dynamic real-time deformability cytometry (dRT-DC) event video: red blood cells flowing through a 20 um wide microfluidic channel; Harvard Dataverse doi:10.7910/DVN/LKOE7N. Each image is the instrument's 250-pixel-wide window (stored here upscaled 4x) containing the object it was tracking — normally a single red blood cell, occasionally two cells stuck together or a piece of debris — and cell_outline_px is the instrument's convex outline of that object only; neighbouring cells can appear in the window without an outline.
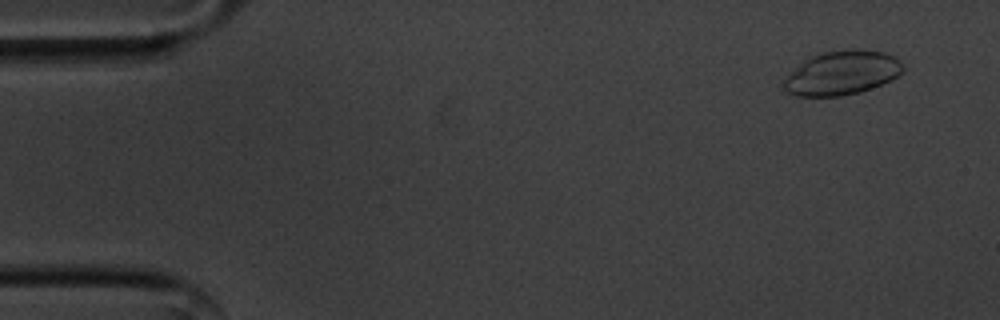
{"species": "common noctule bat (a hibernating species)", "species_latin": "Nyctalus noctula", "temperature_condition": "cold", "stored_images_in_passage": 13, "camera_frame_rate_fps": 3000, "um_per_image_px": 0.085, "animal": {"sex": "male", "body_mass_g": 20.1, "forearm_length_mm": 53.5}, "frame": {"image": 1, "passage_image": 4, "time_ms": 1.0, "image_size_px": [1000, 320], "cell_outline_px": [[904, 72], [880, 84], [856, 92], [840, 96], [800, 96], [788, 92], [780, 84], [784, 76], [804, 60], [820, 52], [852, 48], [884, 52], [892, 56], [904, 68]], "centroid_in_image_um": [71.48, 6.18], "position_along_channel_um": 13.5, "area_um2": 30.4}}